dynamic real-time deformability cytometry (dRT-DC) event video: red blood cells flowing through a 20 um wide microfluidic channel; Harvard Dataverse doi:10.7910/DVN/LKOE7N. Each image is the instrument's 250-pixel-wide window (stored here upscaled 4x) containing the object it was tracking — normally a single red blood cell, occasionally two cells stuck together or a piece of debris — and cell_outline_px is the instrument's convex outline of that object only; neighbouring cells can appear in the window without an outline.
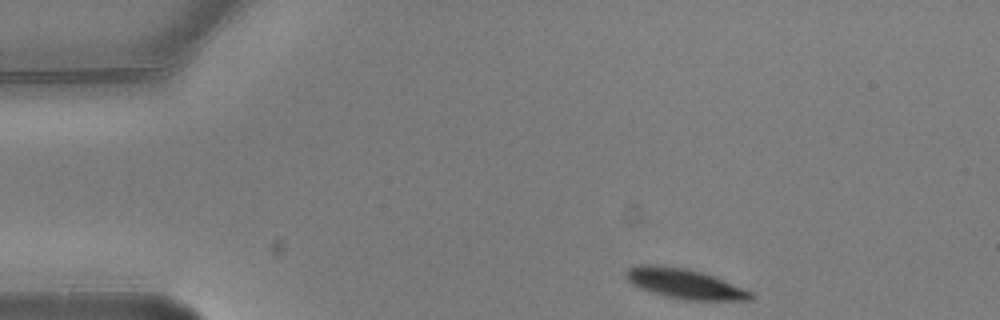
{"species": "common noctule bat (a hibernating species)", "species_latin": "Nyctalus noctula", "temperature_condition": "warm", "stored_images_in_passage": 3, "camera_frame_rate_fps": 3000, "um_per_image_px": 0.085, "animal": {"sex": "male", "body_mass_g": 20.5, "forearm_length_mm": 52.5}, "frame": {"image": 1, "passage_image": 1, "time_ms": 0.0, "image_size_px": [1000, 320], "cell_outline_px": [[752, 300], [680, 300], [664, 296], [640, 288], [632, 284], [624, 276], [624, 272], [628, 268], [640, 264], [648, 264], [684, 268], [700, 272], [712, 276], [752, 292]], "centroid_in_image_um": [58.12, 24.12], "position_along_channel_um": 26.9, "area_um2": 21.5}}